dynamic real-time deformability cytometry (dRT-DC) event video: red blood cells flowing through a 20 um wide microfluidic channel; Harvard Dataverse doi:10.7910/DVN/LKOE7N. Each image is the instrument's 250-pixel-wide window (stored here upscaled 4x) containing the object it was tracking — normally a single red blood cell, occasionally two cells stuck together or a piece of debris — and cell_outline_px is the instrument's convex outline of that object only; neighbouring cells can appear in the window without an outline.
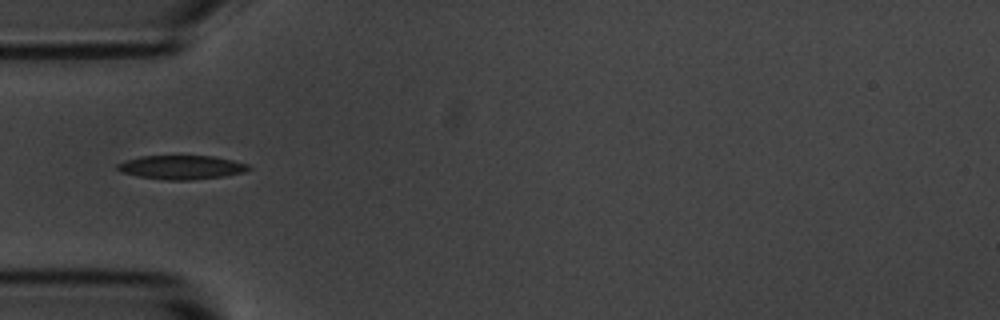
{"species": "common noctule bat (a hibernating species)", "species_latin": "Nyctalus noctula", "temperature_condition": "room temperature", "stored_images_in_passage": 6, "camera_frame_rate_fps": 3000, "um_per_image_px": 0.085, "animal": {"sex": "male", "body_mass_g": 20.1, "forearm_length_mm": 53.5}, "frame": {"image": 1, "passage_image": 6, "time_ms": 6.0, "image_size_px": [1000, 320], "cell_outline_px": [[252, 168], [244, 172], [224, 176], [192, 180], [168, 180], [140, 176], [120, 172], [116, 168], [116, 164], [140, 156], [212, 156], [232, 160], [248, 164]], "centroid_in_image_um": [15.44, 14.22], "position_along_channel_um": 69.6, "area_um2": 18.15}}